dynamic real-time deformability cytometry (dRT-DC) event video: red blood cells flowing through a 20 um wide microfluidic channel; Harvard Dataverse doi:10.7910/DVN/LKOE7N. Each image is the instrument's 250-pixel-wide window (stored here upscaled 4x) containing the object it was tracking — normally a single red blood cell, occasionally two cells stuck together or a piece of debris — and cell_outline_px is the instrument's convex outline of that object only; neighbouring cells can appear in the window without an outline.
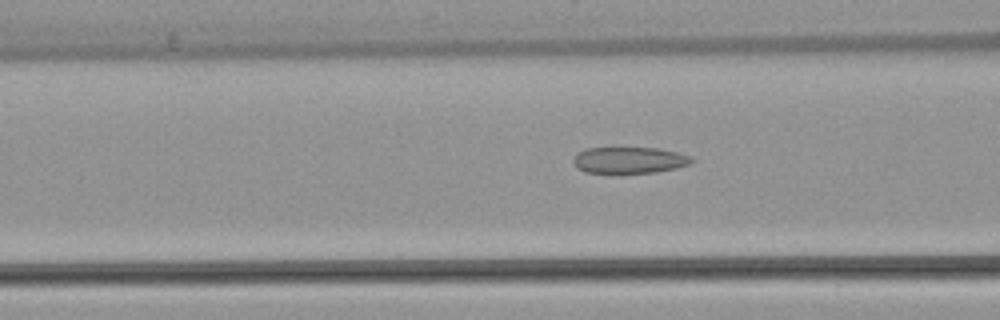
{"species": "common noctule bat (a hibernating species)", "species_latin": "Nyctalus noctula", "temperature_condition": "warm", "stored_images_in_passage": 4, "camera_frame_rate_fps": 3000, "um_per_image_px": 0.085, "animal": {"sex": "female", "body_mass_g": 22.7, "forearm_length_mm": 54.2}, "frame": {"image": 1, "passage_image": 4, "time_ms": 4.0, "image_size_px": [1000, 320], "cell_outline_px": [[696, 160], [692, 164], [676, 168], [656, 172], [584, 172], [576, 168], [572, 164], [572, 160], [584, 148], [656, 148], [676, 152], [692, 156]], "centroid_in_image_um": [53.52, 13.61], "position_along_channel_um": 113.1, "area_um2": 18.15}}